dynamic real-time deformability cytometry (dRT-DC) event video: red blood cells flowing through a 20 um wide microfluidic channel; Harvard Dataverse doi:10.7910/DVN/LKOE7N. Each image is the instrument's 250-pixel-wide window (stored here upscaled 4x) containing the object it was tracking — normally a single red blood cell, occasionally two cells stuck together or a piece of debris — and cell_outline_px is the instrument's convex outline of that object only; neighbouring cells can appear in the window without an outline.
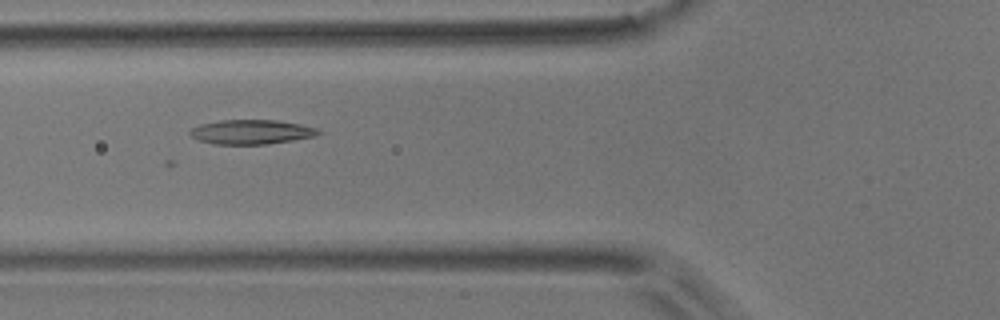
{"species": "common noctule bat (a hibernating species)", "species_latin": "Nyctalus noctula", "temperature_condition": "room temperature", "stored_images_in_passage": 8, "camera_frame_rate_fps": 3000, "um_per_image_px": 0.085, "animal": {"sex": "male", "body_mass_g": 17.9}, "frame": {"image": 1, "passage_image": 3, "time_ms": 2.333, "image_size_px": [1000, 320], "cell_outline_px": [[320, 132], [316, 136], [268, 144], [212, 144], [200, 140], [192, 136], [188, 132], [192, 128], [200, 124], [220, 120], [276, 120], [300, 124], [316, 128]], "centroid_in_image_um": [21.35, 11.21], "position_along_channel_um": 104.5, "area_um2": 18.15}}
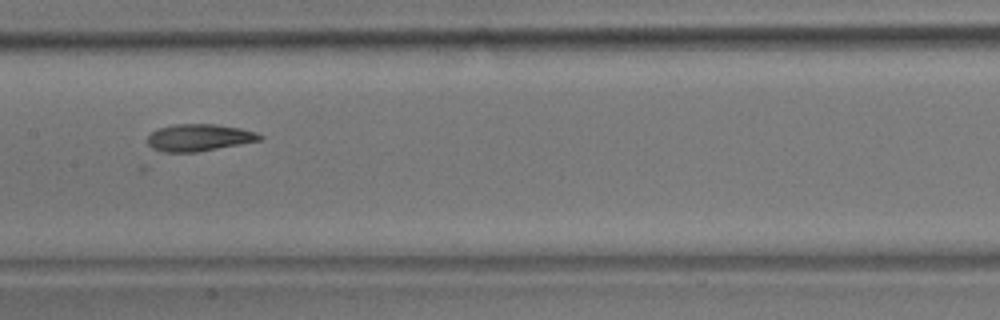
{"frame": {"image": 2, "passage_image": 5, "time_ms": 4.667, "image_size_px": [1000, 320], "cell_outline_px": [[264, 136], [260, 140], [240, 144], [196, 152], [164, 152], [152, 148], [148, 144], [148, 136], [152, 132], [160, 128], [176, 124], [216, 124], [240, 128], [256, 132]], "centroid_in_image_um": [16.93, 11.69], "position_along_channel_um": 190.5, "area_um2": 17.51}}
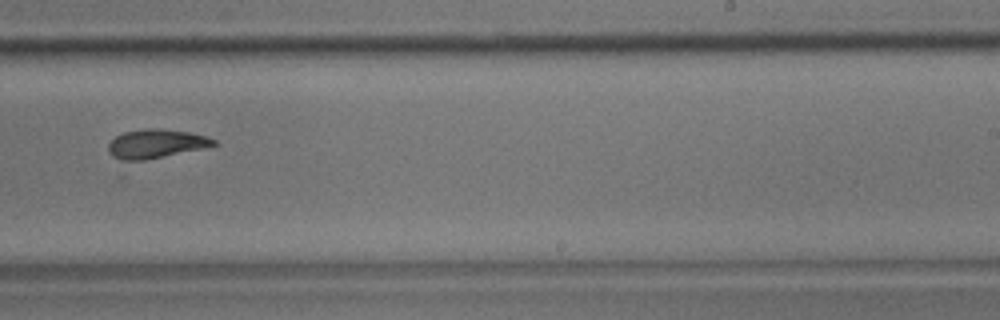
{"frame": {"image": 3, "passage_image": 7, "time_ms": 7.0, "image_size_px": [1000, 320], "cell_outline_px": [[220, 144], [132, 164], [128, 164], [112, 156], [108, 152], [108, 144], [116, 136], [124, 132], [144, 128], [160, 128], [188, 132], [208, 136], [216, 140]], "centroid_in_image_um": [13.22, 12.26], "position_along_channel_um": 275.8, "area_um2": 18.44}}